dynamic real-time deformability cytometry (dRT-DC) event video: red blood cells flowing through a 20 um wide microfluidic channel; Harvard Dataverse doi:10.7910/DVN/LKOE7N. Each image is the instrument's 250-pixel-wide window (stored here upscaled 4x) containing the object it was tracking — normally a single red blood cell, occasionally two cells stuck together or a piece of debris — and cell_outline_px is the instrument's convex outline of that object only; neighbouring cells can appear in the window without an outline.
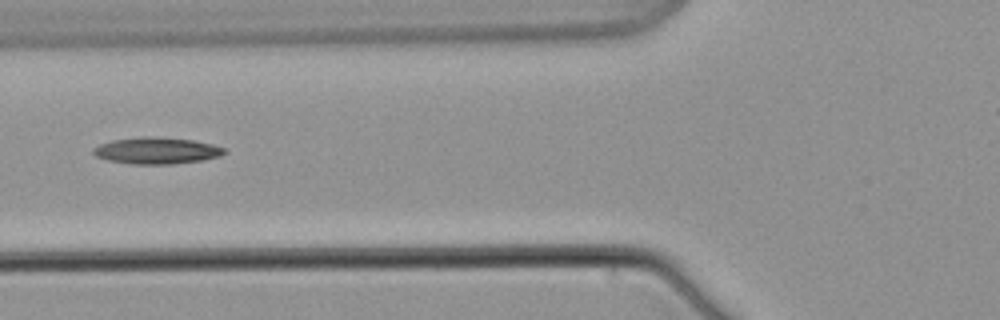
{"species": "common noctule bat (a hibernating species)", "species_latin": "Nyctalus noctula", "temperature_condition": "warm", "stored_images_in_passage": 9, "camera_frame_rate_fps": 3000, "um_per_image_px": 0.085, "animal": {"sex": "male", "body_mass_g": 21.5, "forearm_length_mm": 52.0}, "frame": {"image": 1, "passage_image": 7, "time_ms": 9.0, "image_size_px": [1000, 320], "cell_outline_px": [[224, 152], [220, 156], [200, 160], [172, 164], [132, 164], [108, 160], [96, 156], [92, 152], [92, 148], [100, 144], [112, 140], [140, 136], [148, 136], [192, 140], [212, 144], [224, 148]], "centroid_in_image_um": [13.26, 12.8], "position_along_channel_um": 112.5, "area_um2": 20.11}}